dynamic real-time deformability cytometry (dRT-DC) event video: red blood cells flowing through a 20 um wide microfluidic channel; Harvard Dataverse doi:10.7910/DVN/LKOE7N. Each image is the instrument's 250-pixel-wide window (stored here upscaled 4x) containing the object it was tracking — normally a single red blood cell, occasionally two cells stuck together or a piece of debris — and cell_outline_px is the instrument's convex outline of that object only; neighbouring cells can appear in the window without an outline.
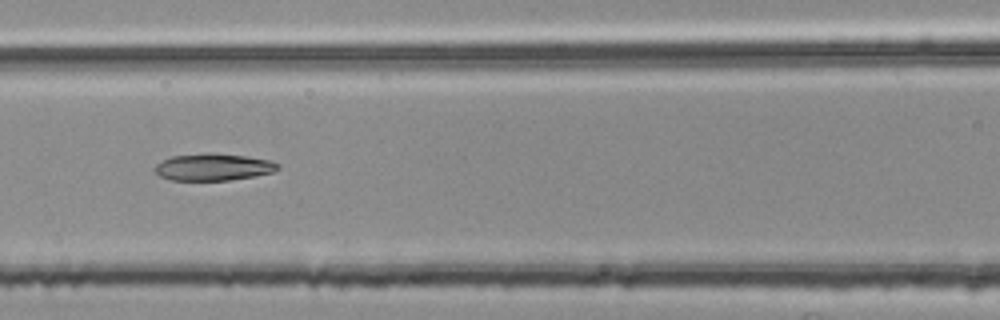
{"species": "common noctule bat (a hibernating species)", "species_latin": "Nyctalus noctula", "temperature_condition": "room temperature", "stored_images_in_passage": 38, "camera_frame_rate_fps": 3000, "um_per_image_px": 0.085, "animal": {"sex": "female", "body_mass_g": 25.1}, "frame": {"image": 1, "passage_image": 8, "time_ms": 2.333, "image_size_px": [1000, 320], "cell_outline_px": [[280, 168], [272, 172], [252, 176], [228, 180], [172, 180], [160, 176], [152, 168], [156, 164], [172, 156], [208, 152], [244, 156], [272, 160], [280, 164]], "centroid_in_image_um": [18.13, 14.19], "position_along_channel_um": 148.5, "area_um2": 19.31}}
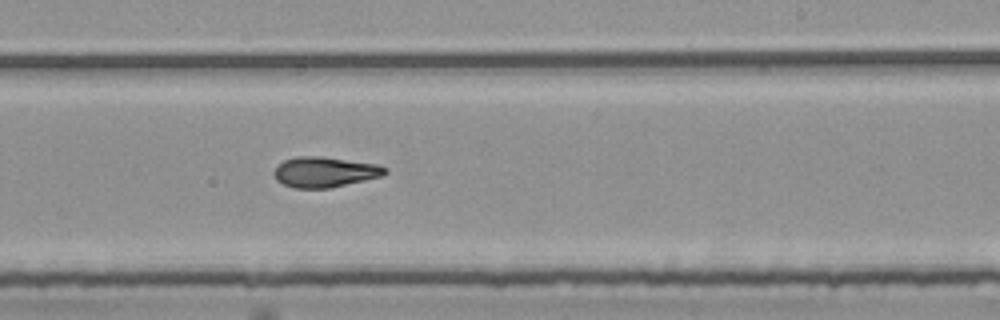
{"frame": {"image": 2, "passage_image": 17, "time_ms": 5.333, "image_size_px": [1000, 320], "cell_outline_px": [[388, 172], [380, 176], [364, 180], [328, 188], [292, 188], [276, 180], [272, 172], [276, 164], [284, 160], [296, 156], [320, 156], [380, 164], [388, 168]], "centroid_in_image_um": [27.57, 14.61], "position_along_channel_um": 261.4, "area_um2": 19.83}}
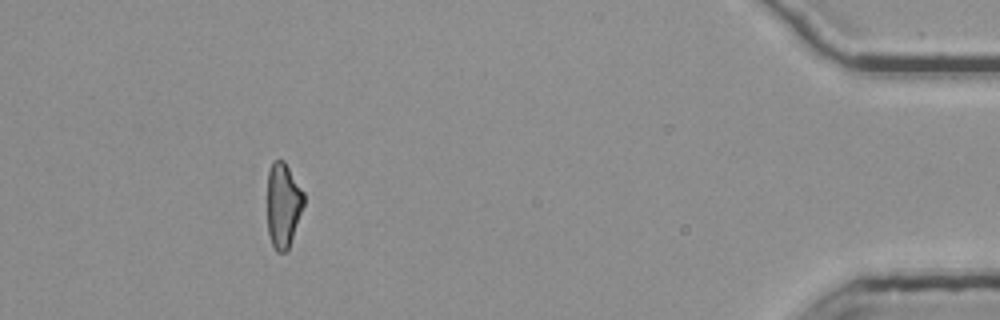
{"frame": {"image": 3, "passage_image": 34, "time_ms": 11.0, "image_size_px": [1000, 320], "cell_outline_px": [[304, 204], [288, 248], [284, 252], [276, 252], [272, 244], [268, 232], [268, 172], [272, 160], [284, 160], [304, 192]], "centroid_in_image_um": [24.06, 17.4], "position_along_channel_um": 411.1, "area_um2": 17.86}, "authors_computed_cell_mechanics": {"area_um2": 19.1896, "velocity_mm_per_s": 3.7795, "shape_relaxation_time_tau1_ms": null, "shape_relaxation_time_tau2_ms": 4.5857, "deformation_change_tau1": null, "deformation_change_tau2": 0.138}}